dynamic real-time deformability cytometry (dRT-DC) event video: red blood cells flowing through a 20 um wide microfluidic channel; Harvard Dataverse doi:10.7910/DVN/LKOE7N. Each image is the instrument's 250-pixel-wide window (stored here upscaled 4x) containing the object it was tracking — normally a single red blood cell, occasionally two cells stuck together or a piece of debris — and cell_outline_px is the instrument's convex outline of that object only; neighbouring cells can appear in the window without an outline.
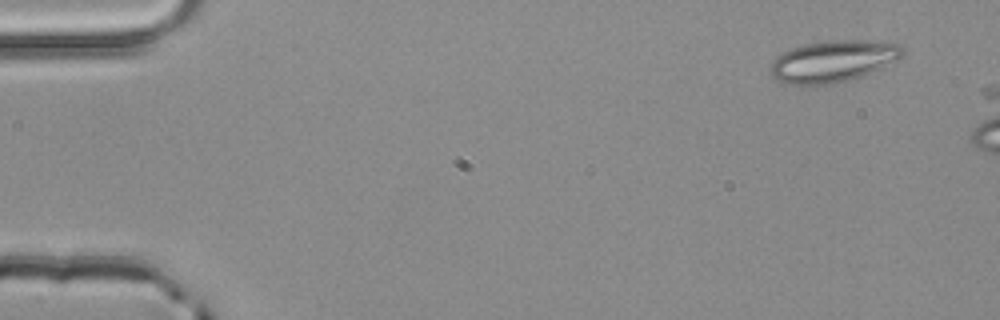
{"species": "common noctule bat (a hibernating species)", "species_latin": "Nyctalus noctula", "temperature_condition": "room temperature", "stored_images_in_passage": 2, "camera_frame_rate_fps": 3000, "um_per_image_px": 0.085, "animal": {"sex": "male", "body_mass_g": 20.4}, "frame": {"image": 1, "passage_image": 1, "time_ms": 0.0, "image_size_px": [1000, 320], "cell_outline_px": [[904, 56], [880, 68], [860, 76], [848, 80], [828, 84], [788, 84], [776, 80], [772, 76], [772, 60], [776, 56], [792, 48], [808, 44], [832, 40], [880, 40], [900, 44], [904, 48]], "centroid_in_image_um": [70.86, 5.18], "position_along_channel_um": 14.1, "area_um2": 31.85}}